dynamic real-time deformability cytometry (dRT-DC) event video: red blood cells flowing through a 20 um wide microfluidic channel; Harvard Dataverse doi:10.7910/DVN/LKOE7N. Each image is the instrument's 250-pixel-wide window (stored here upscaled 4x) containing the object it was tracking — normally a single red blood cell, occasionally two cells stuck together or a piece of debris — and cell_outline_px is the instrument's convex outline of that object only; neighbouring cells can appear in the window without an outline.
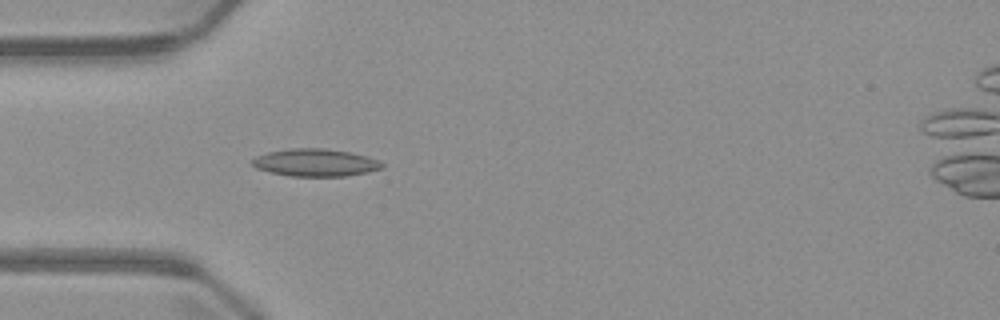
{"species": "common noctule bat (a hibernating species)", "species_latin": "Nyctalus noctula", "temperature_condition": "warm", "stored_images_in_passage": 1, "camera_frame_rate_fps": 3000, "um_per_image_px": 0.085, "animal": {"sex": "male", "body_mass_g": 23.1, "forearm_length_mm": 52.7}, "frame": {"image": 1, "passage_image": 1, "time_ms": 0.0, "image_size_px": [1000, 320], "cell_outline_px": [[384, 168], [368, 172], [344, 176], [288, 176], [256, 168], [252, 164], [252, 160], [256, 156], [268, 152], [288, 148], [324, 148], [352, 152], [368, 156], [380, 160], [384, 164]], "centroid_in_image_um": [26.85, 13.81], "position_along_channel_um": 58.1, "area_um2": 20.98}}